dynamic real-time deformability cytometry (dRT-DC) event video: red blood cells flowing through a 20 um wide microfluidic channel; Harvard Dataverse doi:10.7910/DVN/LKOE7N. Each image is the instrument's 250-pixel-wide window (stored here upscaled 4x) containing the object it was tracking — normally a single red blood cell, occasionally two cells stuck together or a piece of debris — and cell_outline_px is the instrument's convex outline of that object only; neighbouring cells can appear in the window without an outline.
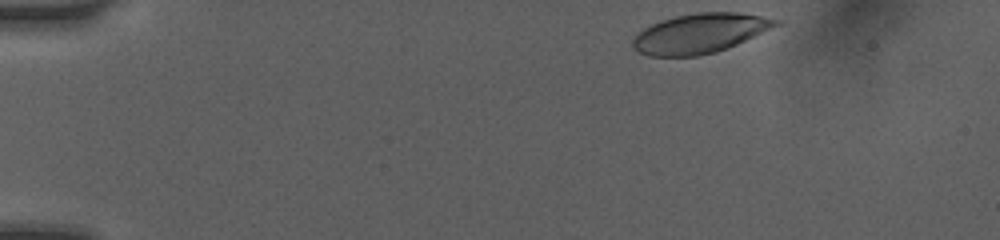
{"species": "human", "species_latin": "Homo sapiens", "temperature_condition": "room temperature", "stored_images_in_passage": 16, "camera_frame_rate_fps": 3000, "um_per_image_px": 0.085, "donor": {"sex": "female"}, "frame": {"image": 1, "passage_image": 1, "time_ms": 0.0, "image_size_px": [1000, 240], "cell_outline_px": [[784, 24], [736, 44], [716, 52], [696, 56], [648, 56], [632, 48], [632, 40], [644, 28], [660, 20], [676, 16], [696, 12], [740, 12], [784, 20]], "centroid_in_image_um": [59.56, 2.82], "position_along_channel_um": 25.4, "area_um2": 33.23}}
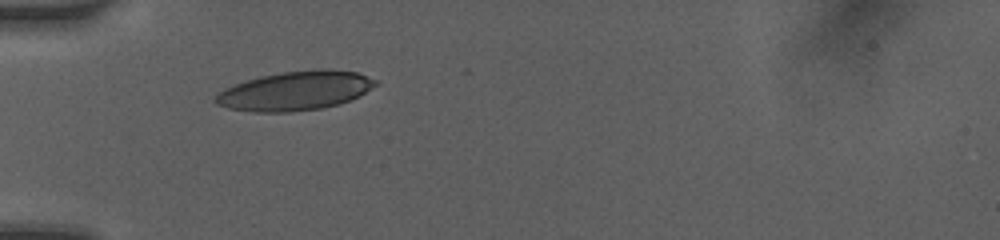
{"frame": {"image": 2, "passage_image": 15, "time_ms": 3.0, "image_size_px": [1000, 240], "cell_outline_px": [[380, 84], [352, 100], [320, 108], [288, 112], [256, 112], [228, 108], [216, 104], [212, 100], [224, 88], [260, 76], [284, 72], [320, 68], [332, 68], [356, 72], [376, 80]], "centroid_in_image_um": [25.13, 7.71], "position_along_channel_um": 59.9, "area_um2": 36.47}}